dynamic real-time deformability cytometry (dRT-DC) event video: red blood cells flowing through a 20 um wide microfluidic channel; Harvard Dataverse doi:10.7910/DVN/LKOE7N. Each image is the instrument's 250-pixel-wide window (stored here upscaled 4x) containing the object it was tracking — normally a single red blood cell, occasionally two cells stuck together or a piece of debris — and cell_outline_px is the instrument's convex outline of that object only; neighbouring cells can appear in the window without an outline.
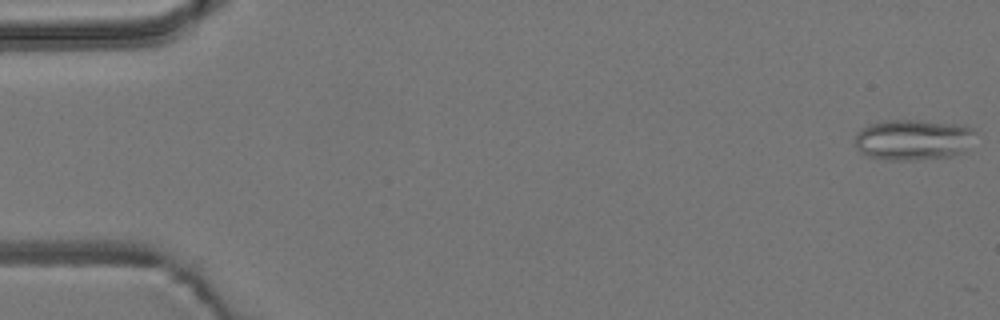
{"species": "common noctule bat (a hibernating species)", "species_latin": "Nyctalus noctula", "temperature_condition": "room temperature", "stored_images_in_passage": 54, "camera_frame_rate_fps": 3000, "um_per_image_px": 0.085, "animal": {"sex": "male", "body_mass_g": 19.2, "forearm_length_mm": 51.8}, "frame": {"image": 1, "passage_image": 1, "time_ms": 0.0, "image_size_px": [1000, 320], "cell_outline_px": [[976, 132], [964, 152], [952, 156], [912, 160], [884, 160], [868, 156], [860, 152], [856, 148], [856, 132], [868, 124], [884, 120], [920, 120], [964, 124], [972, 128]], "centroid_in_image_um": [77.61, 11.86], "position_along_channel_um": 7.4, "area_um2": 28.96}}
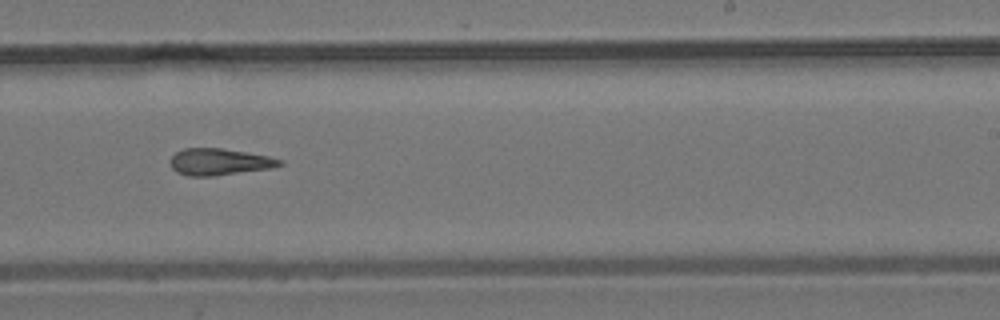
{"frame": {"image": 2, "passage_image": 33, "time_ms": 10.667, "image_size_px": [1000, 320], "cell_outline_px": [[284, 164], [272, 168], [212, 176], [188, 176], [176, 172], [172, 168], [168, 160], [176, 152], [184, 148], [220, 148], [268, 156], [284, 160]], "centroid_in_image_um": [18.62, 13.76], "position_along_channel_um": 270.4, "area_um2": 17.05}}
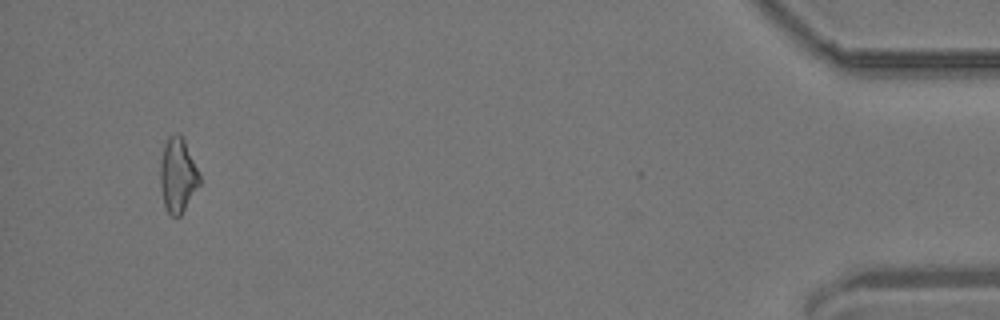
{"frame": {"image": 3, "passage_image": 51, "time_ms": 16.667, "image_size_px": [1000, 320], "cell_outline_px": [[200, 184], [180, 216], [172, 216], [168, 212], [164, 204], [160, 188], [160, 160], [164, 144], [168, 136], [176, 132], [184, 140], [200, 176]], "centroid_in_image_um": [15.08, 14.89], "position_along_channel_um": 420.1, "area_um2": 16.94}, "authors_computed_cell_mechanics": {"area_um2": 17.5423, "velocity_mm_per_s": 3.8347, "shape_relaxation_time_tau1_ms": null, "shape_relaxation_time_tau2_ms": 6.1297, "deformation_change_tau1": null, "deformation_change_tau2": 0.1896}}